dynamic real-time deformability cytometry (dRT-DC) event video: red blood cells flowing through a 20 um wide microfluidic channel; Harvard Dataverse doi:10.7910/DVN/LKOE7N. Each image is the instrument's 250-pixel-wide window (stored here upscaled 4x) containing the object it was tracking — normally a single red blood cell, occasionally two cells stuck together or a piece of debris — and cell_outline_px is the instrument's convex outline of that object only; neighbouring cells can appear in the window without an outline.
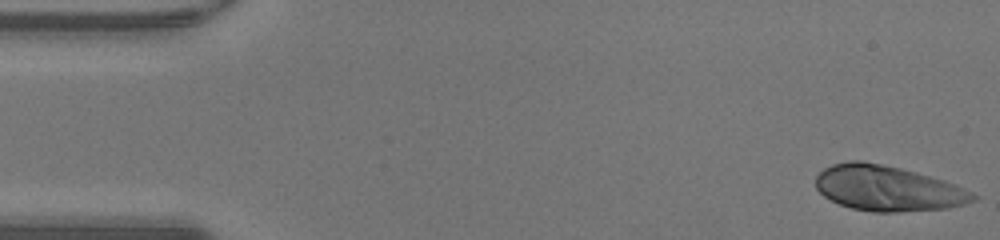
{"species": "human", "species_latin": "Homo sapiens", "temperature_condition": "warm", "stored_images_in_passage": 47, "camera_frame_rate_fps": 3000, "um_per_image_px": 0.085, "donor": {"sex": "male"}, "frame": {"image": 1, "passage_image": 1, "time_ms": 0.0, "image_size_px": [1000, 240], "cell_outline_px": [[980, 196], [976, 200], [964, 204], [948, 208], [896, 212], [872, 212], [852, 208], [840, 204], [824, 196], [816, 188], [816, 176], [824, 168], [832, 164], [848, 160], [860, 160], [900, 168], [916, 172], [944, 180], [956, 184]], "centroid_in_image_um": [75.47, 16.01], "position_along_channel_um": 9.5, "area_um2": 41.62}}
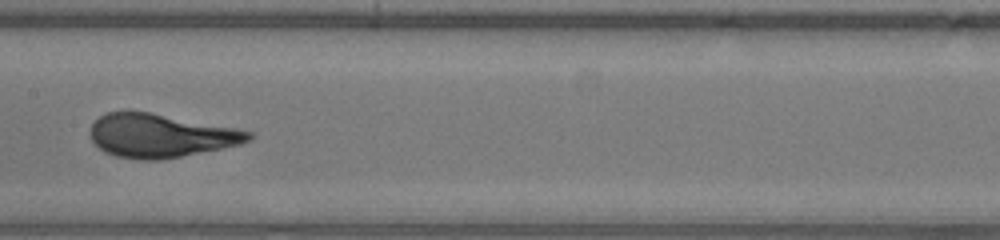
{"frame": {"image": 2, "passage_image": 23, "time_ms": 7.333, "image_size_px": [1000, 240], "cell_outline_px": [[252, 140], [240, 144], [160, 160], [140, 160], [116, 156], [104, 152], [92, 140], [92, 124], [100, 116], [108, 112], [128, 108], [236, 128], [252, 132]], "centroid_in_image_um": [13.61, 11.5], "position_along_channel_um": 193.8, "area_um2": 40.17}}
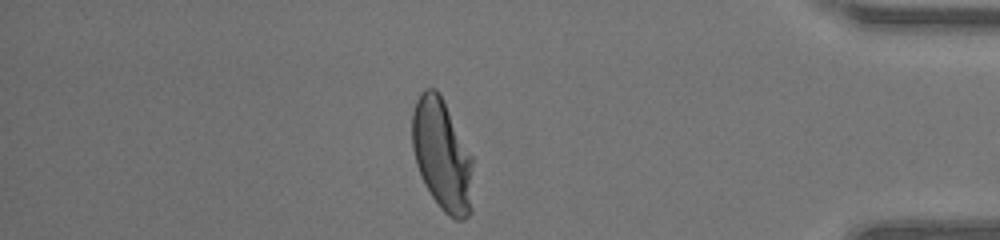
{"frame": {"image": 3, "passage_image": 40, "time_ms": 13.0, "image_size_px": [1000, 240], "cell_outline_px": [[472, 212], [464, 220], [456, 220], [448, 216], [440, 208], [424, 184], [416, 164], [412, 148], [412, 112], [416, 100], [420, 92], [424, 88], [436, 88], [472, 156]], "centroid_in_image_um": [37.56, 13.21], "position_along_channel_um": 397.6, "area_um2": 39.48}}